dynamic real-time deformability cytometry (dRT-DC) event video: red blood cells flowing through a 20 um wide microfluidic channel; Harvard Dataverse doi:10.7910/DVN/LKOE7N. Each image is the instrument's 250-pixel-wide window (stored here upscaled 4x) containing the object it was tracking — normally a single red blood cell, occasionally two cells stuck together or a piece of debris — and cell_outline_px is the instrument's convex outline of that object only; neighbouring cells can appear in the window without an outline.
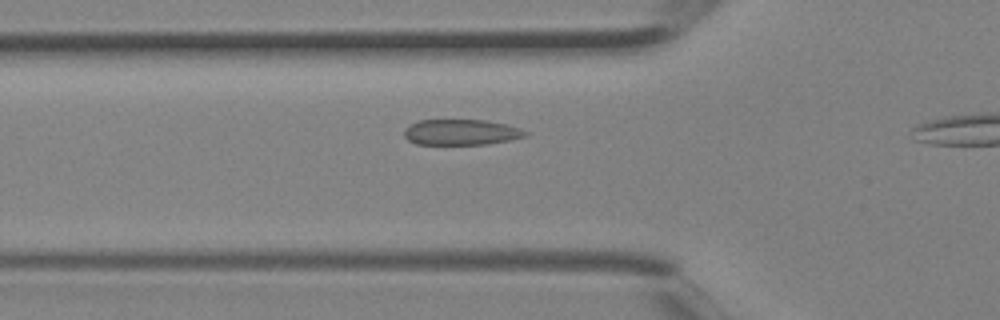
{"species": "Egyptian fruit bat (a non-hibernating species)", "species_latin": "Rousettus aegyptiacus", "temperature_condition": "room temperature", "stored_images_in_passage": 5, "camera_frame_rate_fps": 3000, "um_per_image_px": 0.085, "animal": {"sex": "female"}, "frame": {"image": 1, "passage_image": 4, "time_ms": 1.0, "image_size_px": [1000, 320], "cell_outline_px": [[528, 136], [488, 144], [416, 144], [408, 140], [404, 136], [404, 128], [408, 124], [416, 120], [488, 120], [508, 124], [520, 128], [528, 132]], "centroid_in_image_um": [39.19, 11.22], "position_along_channel_um": 86.6, "area_um2": 18.38}}